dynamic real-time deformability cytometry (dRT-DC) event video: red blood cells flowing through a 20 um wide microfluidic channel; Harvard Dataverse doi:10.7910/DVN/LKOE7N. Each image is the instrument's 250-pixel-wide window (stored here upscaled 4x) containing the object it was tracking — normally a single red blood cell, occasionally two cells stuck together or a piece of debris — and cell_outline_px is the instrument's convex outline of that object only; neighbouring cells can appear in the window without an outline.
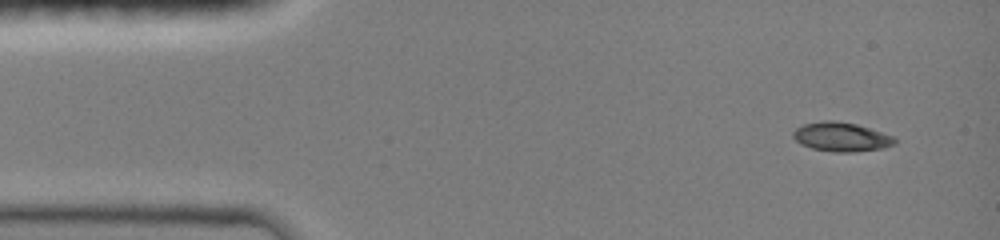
{"species": "common noctule bat (a hibernating species)", "species_latin": "Nyctalus noctula", "temperature_condition": "room temperature", "stored_images_in_passage": 26, "camera_frame_rate_fps": 3000, "um_per_image_px": 0.085, "animal": {"sex": "female", "body_mass_g": 19.0, "forearm_length_mm": 51.5}, "frame": {"image": 1, "passage_image": 1, "time_ms": 0.0, "image_size_px": [1000, 240], "cell_outline_px": [[896, 144], [880, 148], [848, 152], [832, 152], [812, 148], [796, 140], [792, 136], [792, 132], [796, 128], [804, 124], [824, 120], [832, 120], [856, 124], [896, 136]], "centroid_in_image_um": [71.53, 11.62], "position_along_channel_um": 13.5, "area_um2": 17.11}}
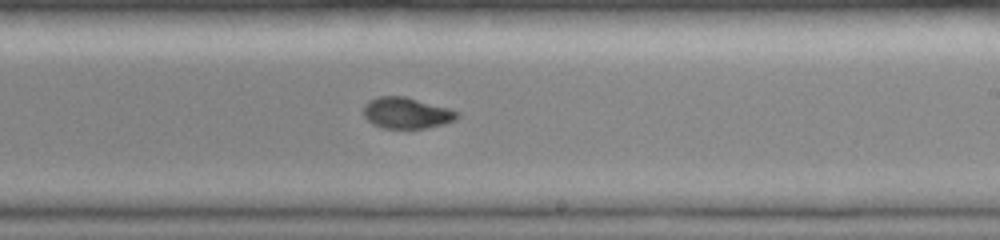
{"frame": {"image": 2, "passage_image": 11, "time_ms": 8.0, "image_size_px": [1000, 240], "cell_outline_px": [[460, 116], [456, 120], [444, 124], [424, 128], [384, 128], [372, 124], [364, 116], [364, 104], [368, 100], [380, 96], [404, 96], [448, 108], [460, 112]], "centroid_in_image_um": [34.57, 9.6], "position_along_channel_um": 254.4, "area_um2": 16.99}}
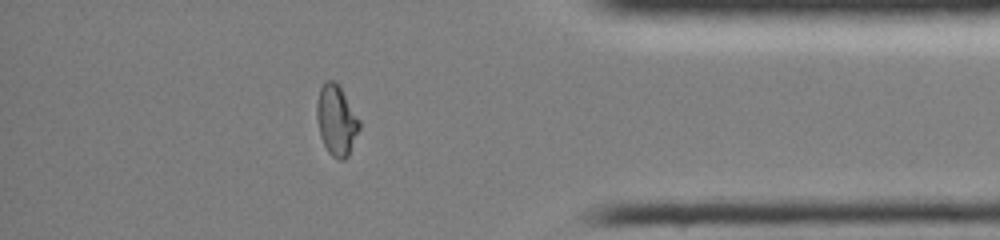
{"frame": {"image": 3, "passage_image": 21, "time_ms": 12.0, "image_size_px": [1000, 240], "cell_outline_px": [[360, 128], [348, 156], [344, 160], [336, 160], [328, 152], [320, 136], [316, 116], [316, 104], [320, 88], [328, 80], [332, 80], [340, 88], [360, 120]], "centroid_in_image_um": [28.59, 10.27], "position_along_channel_um": 406.6, "area_um2": 17.28}, "authors_computed_cell_mechanics": {"area_um2": 17.34, "velocity_mm_per_s": 4.169, "shape_relaxation_time_tau1_ms": null, "shape_relaxation_time_tau2_ms": 1.0883, "deformation_change_tau1": null, "deformation_change_tau2": 0.0368}}